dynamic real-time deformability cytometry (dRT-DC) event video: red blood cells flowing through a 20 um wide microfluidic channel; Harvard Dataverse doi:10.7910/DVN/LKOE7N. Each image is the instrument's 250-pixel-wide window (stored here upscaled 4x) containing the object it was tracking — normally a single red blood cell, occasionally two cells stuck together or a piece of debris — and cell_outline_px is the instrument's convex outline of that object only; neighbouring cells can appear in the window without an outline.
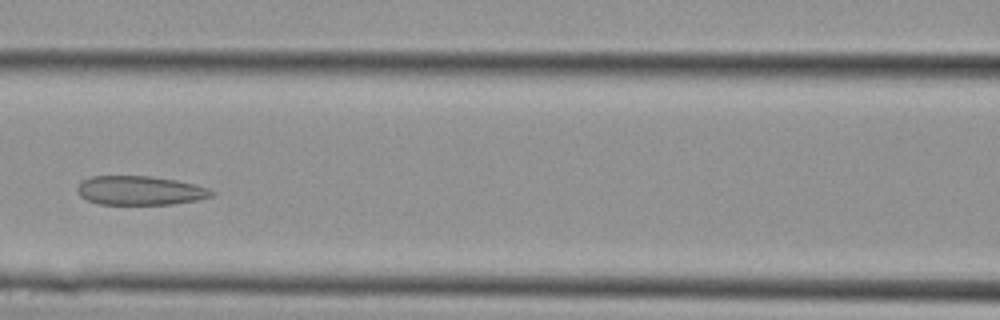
{"species": "Egyptian fruit bat (a non-hibernating species)", "species_latin": "Rousettus aegyptiacus", "temperature_condition": "cold", "stored_images_in_passage": 12, "camera_frame_rate_fps": 3000, "um_per_image_px": 0.085, "animal": {"sex": "female"}, "frame": {"image": 1, "passage_image": 9, "time_ms": 2.667, "image_size_px": [1000, 320], "cell_outline_px": [[216, 192], [212, 196], [200, 200], [172, 204], [100, 204], [88, 200], [80, 196], [76, 188], [84, 180], [92, 176], [148, 176], [176, 180], [208, 188]], "centroid_in_image_um": [11.93, 16.2], "position_along_channel_um": 154.7, "area_um2": 22.6}}
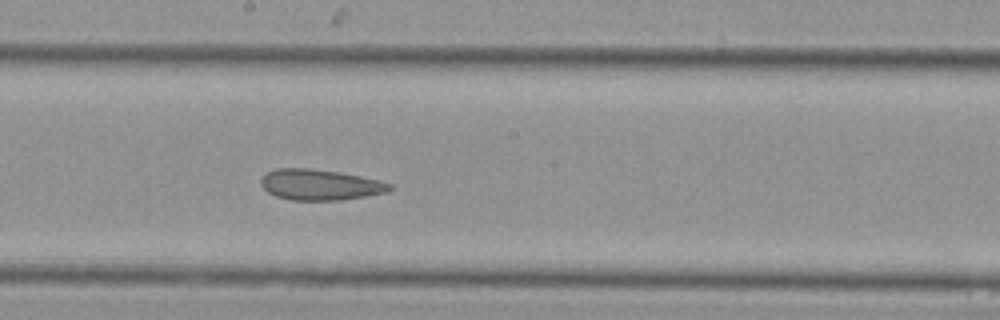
{"frame": {"image": 2, "passage_image": 12, "time_ms": 3.667, "image_size_px": [1000, 320], "cell_outline_px": [[392, 188], [388, 192], [368, 196], [340, 200], [292, 200], [276, 196], [268, 192], [260, 184], [260, 180], [268, 172], [276, 168], [308, 168], [336, 172], [360, 176], [392, 184]], "centroid_in_image_um": [27.2, 15.71], "position_along_channel_um": 221.0, "area_um2": 22.89}}